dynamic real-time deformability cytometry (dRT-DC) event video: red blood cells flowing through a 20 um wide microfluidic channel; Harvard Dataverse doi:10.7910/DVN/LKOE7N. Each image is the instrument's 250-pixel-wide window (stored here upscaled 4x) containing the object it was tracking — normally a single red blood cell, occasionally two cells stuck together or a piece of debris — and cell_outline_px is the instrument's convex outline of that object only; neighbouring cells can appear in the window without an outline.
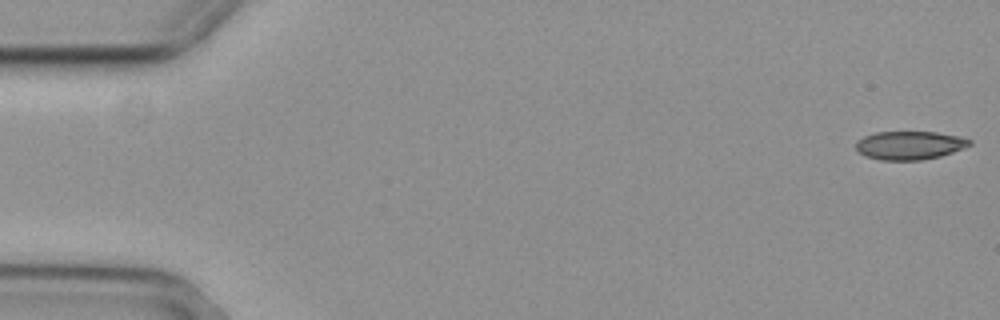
{"species": "common noctule bat (a hibernating species)", "species_latin": "Nyctalus noctula", "temperature_condition": "cold", "stored_images_in_passage": 55, "camera_frame_rate_fps": 3000, "um_per_image_px": 0.085, "animal": {"sex": "female", "body_mass_g": 29.2, "forearm_length_mm": 56.3}, "frame": {"image": 1, "passage_image": 1, "time_ms": 0.0, "image_size_px": [1000, 320], "cell_outline_px": [[972, 144], [964, 148], [940, 156], [920, 160], [880, 160], [864, 156], [856, 148], [856, 140], [864, 136], [876, 132], [936, 132], [960, 136], [972, 140]], "centroid_in_image_um": [77.32, 12.35], "position_along_channel_um": 7.7, "area_um2": 18.9}}
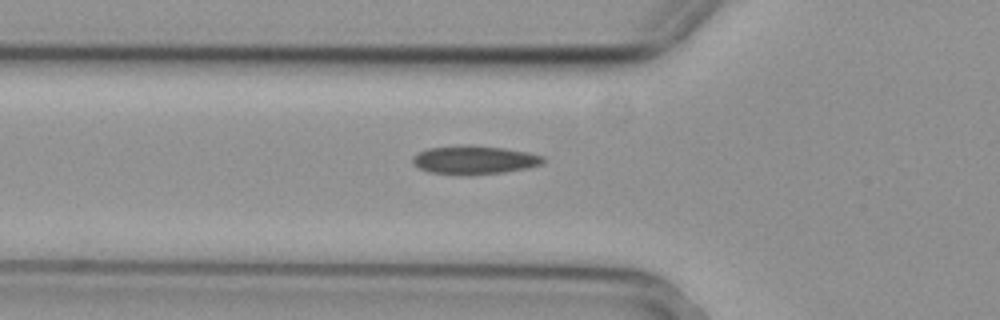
{"frame": {"image": 2, "passage_image": 19, "time_ms": 6.0, "image_size_px": [1000, 320], "cell_outline_px": [[544, 160], [540, 164], [528, 168], [504, 172], [468, 176], [460, 176], [428, 172], [412, 164], [412, 156], [416, 152], [428, 148], [468, 144], [504, 148], [528, 152], [544, 156]], "centroid_in_image_um": [40.26, 13.6], "position_along_channel_um": 85.5, "area_um2": 22.2}}
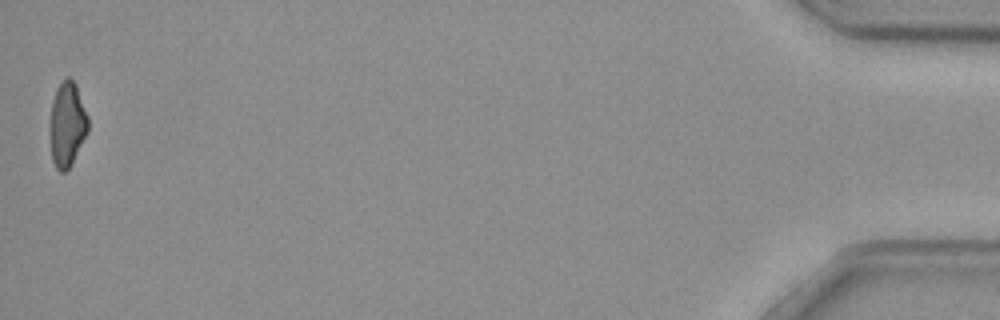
{"frame": {"image": 3, "passage_image": 55, "time_ms": 18.0, "image_size_px": [1000, 320], "cell_outline_px": [[88, 132], [68, 168], [64, 172], [60, 172], [56, 168], [52, 160], [48, 128], [48, 124], [52, 100], [56, 88], [68, 76], [76, 84], [88, 116]], "centroid_in_image_um": [5.67, 10.56], "position_along_channel_um": 429.5, "area_um2": 19.02}, "authors_computed_cell_mechanics": {"area_um2": 20.3456, "velocity_mm_per_s": 3.7124, "shape_relaxation_time_tau1_ms": null, "shape_relaxation_time_tau2_ms": 6.229, "deformation_change_tau1": null, "deformation_change_tau2": 0.1218}}